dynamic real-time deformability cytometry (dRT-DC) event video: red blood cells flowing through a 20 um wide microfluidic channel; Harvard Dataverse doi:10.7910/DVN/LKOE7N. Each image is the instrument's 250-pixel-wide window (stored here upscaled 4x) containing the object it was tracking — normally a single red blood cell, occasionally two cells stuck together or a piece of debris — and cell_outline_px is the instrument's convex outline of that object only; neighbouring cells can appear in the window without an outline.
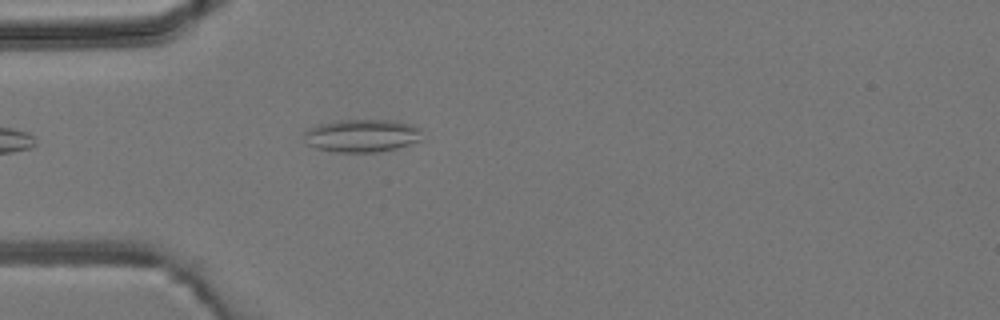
{"species": "common noctule bat (a hibernating species)", "species_latin": "Nyctalus noctula", "temperature_condition": "room temperature", "stored_images_in_passage": 3, "camera_frame_rate_fps": 3000, "um_per_image_px": 0.085, "animal": {"sex": "male", "body_mass_g": 19.2, "forearm_length_mm": 51.8}, "frame": {"image": 1, "passage_image": 3, "time_ms": 2.333, "image_size_px": [1000, 320], "cell_outline_px": [[424, 128], [420, 140], [396, 148], [376, 152], [340, 152], [316, 148], [308, 144], [304, 132], [308, 128], [320, 124], [340, 120], [396, 120], [412, 124]], "centroid_in_image_um": [30.83, 11.51], "position_along_channel_um": 54.2, "area_um2": 22.6}}